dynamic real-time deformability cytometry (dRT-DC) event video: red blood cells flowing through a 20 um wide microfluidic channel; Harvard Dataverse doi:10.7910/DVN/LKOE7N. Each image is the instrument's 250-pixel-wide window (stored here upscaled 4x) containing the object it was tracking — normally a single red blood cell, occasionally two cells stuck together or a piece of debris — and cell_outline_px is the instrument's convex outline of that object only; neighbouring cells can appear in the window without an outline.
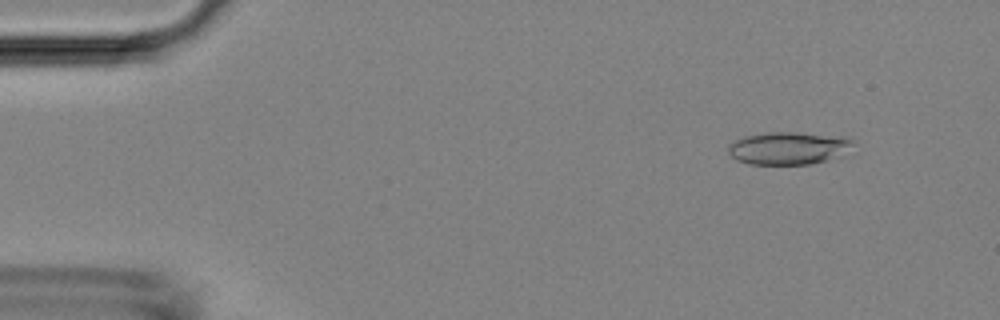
{"species": "Egyptian fruit bat (a non-hibernating species)", "species_latin": "Rousettus aegyptiacus", "temperature_condition": "room temperature", "stored_images_in_passage": 7, "camera_frame_rate_fps": 3000, "um_per_image_px": 0.085, "animal": {"sex": "female"}, "frame": {"image": 1, "passage_image": 2, "time_ms": 1.333, "image_size_px": [1000, 320], "cell_outline_px": [[852, 156], [808, 164], [748, 164], [736, 160], [728, 152], [728, 144], [732, 140], [744, 136], [768, 132], [796, 132], [852, 136]], "centroid_in_image_um": [67.14, 12.59], "position_along_channel_um": 17.9, "area_um2": 24.8}}
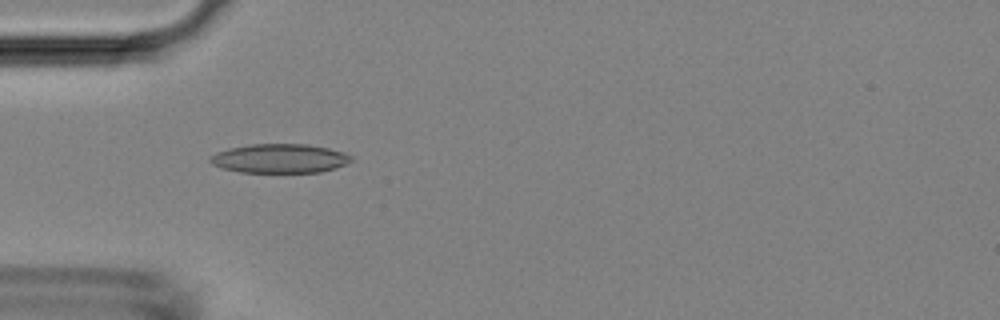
{"frame": {"image": 2, "passage_image": 5, "time_ms": 4.667, "image_size_px": [1000, 320], "cell_outline_px": [[356, 160], [348, 164], [336, 168], [320, 172], [240, 172], [220, 168], [212, 164], [208, 160], [208, 156], [216, 152], [228, 148], [248, 144], [308, 144], [328, 148], [344, 152], [352, 156]], "centroid_in_image_um": [23.78, 13.46], "position_along_channel_um": 61.2, "area_um2": 24.33}}
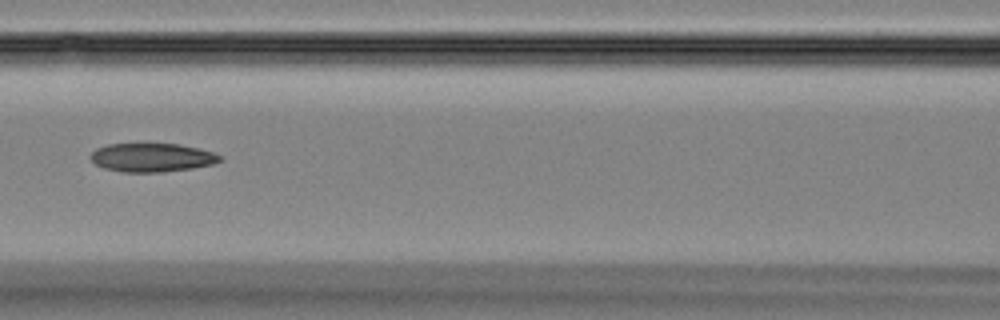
{"frame": {"image": 3, "passage_image": 7, "time_ms": 7.0, "image_size_px": [1000, 320], "cell_outline_px": [[224, 160], [212, 164], [192, 168], [164, 172], [120, 172], [104, 168], [96, 164], [88, 156], [96, 148], [108, 144], [148, 140], [180, 144], [200, 148], [224, 156]], "centroid_in_image_um": [12.91, 13.33], "position_along_channel_um": 153.7, "area_um2": 22.83}}